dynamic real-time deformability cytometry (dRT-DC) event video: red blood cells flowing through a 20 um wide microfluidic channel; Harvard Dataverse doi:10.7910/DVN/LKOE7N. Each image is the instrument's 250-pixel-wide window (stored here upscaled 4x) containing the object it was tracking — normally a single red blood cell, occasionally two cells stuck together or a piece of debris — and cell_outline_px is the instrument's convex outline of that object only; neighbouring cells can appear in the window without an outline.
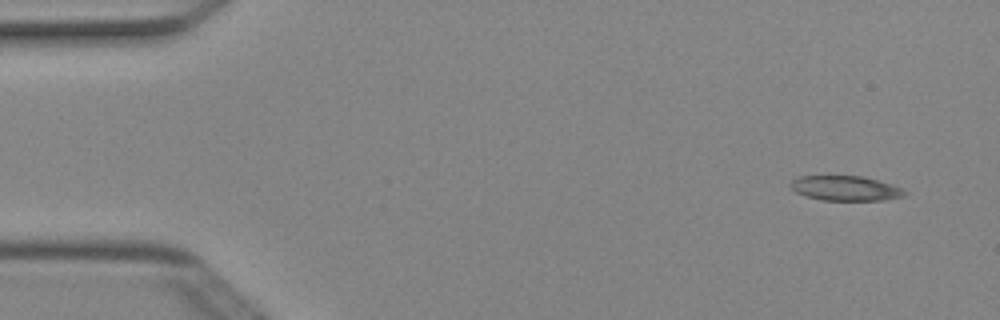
{"species": "Egyptian fruit bat (a non-hibernating species)", "species_latin": "Rousettus aegyptiacus", "temperature_condition": "cold", "stored_images_in_passage": 4, "camera_frame_rate_fps": 3000, "um_per_image_px": 0.085, "animal": {"sex": "female"}, "frame": {"image": 1, "passage_image": 1, "time_ms": 0.0, "image_size_px": [1000, 320], "cell_outline_px": [[908, 192], [904, 196], [884, 200], [824, 200], [804, 196], [796, 192], [788, 184], [796, 176], [864, 176], [892, 184]], "centroid_in_image_um": [71.85, 16.0], "position_along_channel_um": 13.2, "area_um2": 16.59}}
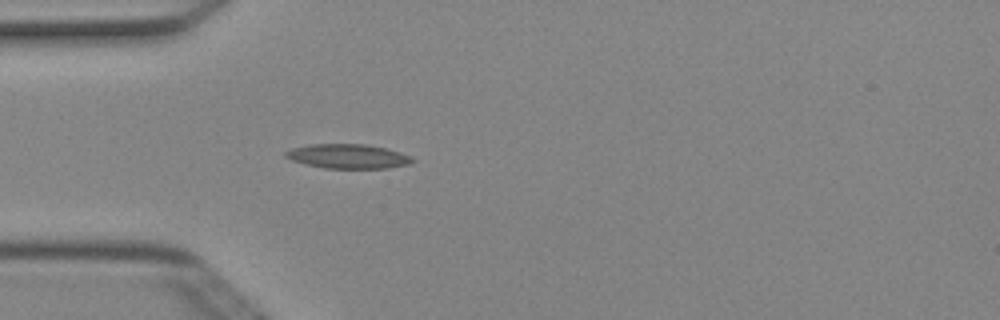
{"frame": {"image": 2, "passage_image": 4, "time_ms": 1.0, "image_size_px": [1000, 320], "cell_outline_px": [[416, 160], [408, 164], [388, 168], [324, 168], [304, 164], [292, 160], [284, 156], [284, 152], [292, 148], [312, 144], [364, 144], [384, 148], [400, 152]], "centroid_in_image_um": [29.54, 13.29], "position_along_channel_um": 55.5, "area_um2": 17.86}}